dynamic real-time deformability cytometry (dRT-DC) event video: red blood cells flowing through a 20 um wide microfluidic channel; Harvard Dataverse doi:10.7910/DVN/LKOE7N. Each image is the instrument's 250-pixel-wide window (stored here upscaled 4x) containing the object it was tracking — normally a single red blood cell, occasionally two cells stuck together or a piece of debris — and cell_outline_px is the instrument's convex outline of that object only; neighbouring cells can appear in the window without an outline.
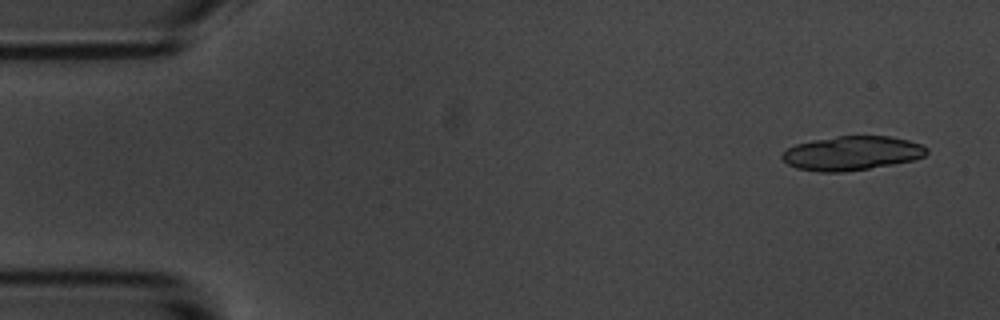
{"species": "common noctule bat (a hibernating species)", "species_latin": "Nyctalus noctula", "temperature_condition": "room temperature", "stored_images_in_passage": 6, "camera_frame_rate_fps": 3000, "um_per_image_px": 0.085, "animal": {"sex": "male", "body_mass_g": 20.1, "forearm_length_mm": 53.5}, "frame": {"image": 1, "passage_image": 1, "time_ms": 0.0, "image_size_px": [1000, 320], "cell_outline_px": [[928, 152], [924, 156], [912, 160], [892, 164], [844, 172], [820, 172], [796, 168], [788, 164], [780, 156], [788, 148], [796, 144], [812, 140], [836, 136], [892, 136], [908, 140], [920, 144], [928, 148]], "centroid_in_image_um": [72.4, 13.02], "position_along_channel_um": 12.6, "area_um2": 28.67}}